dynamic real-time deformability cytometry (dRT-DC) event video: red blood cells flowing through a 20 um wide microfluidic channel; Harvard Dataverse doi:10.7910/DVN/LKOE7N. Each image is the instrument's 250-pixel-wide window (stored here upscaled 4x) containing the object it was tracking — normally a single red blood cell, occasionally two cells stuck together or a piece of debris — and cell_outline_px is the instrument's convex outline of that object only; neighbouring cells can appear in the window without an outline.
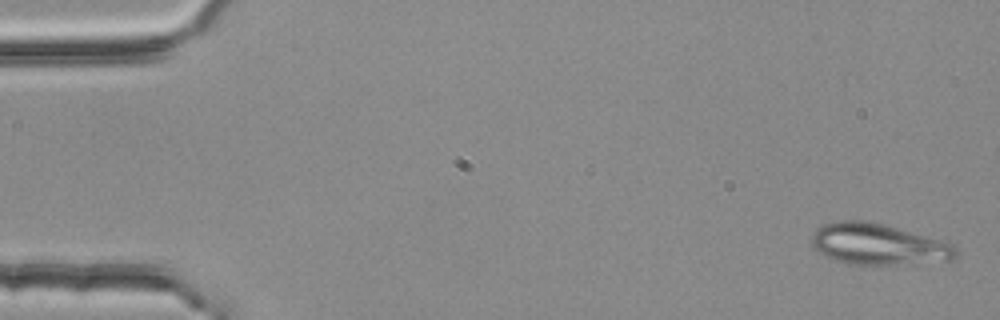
{"species": "common noctule bat (a hibernating species)", "species_latin": "Nyctalus noctula", "temperature_condition": "room temperature", "stored_images_in_passage": 5, "camera_frame_rate_fps": 3000, "um_per_image_px": 0.085, "animal": {"sex": "female", "body_mass_g": 25.1}, "frame": {"image": 1, "passage_image": 1, "time_ms": 0.0, "image_size_px": [1000, 320], "cell_outline_px": [[956, 256], [948, 260], [896, 264], [852, 264], [836, 260], [820, 252], [816, 248], [812, 240], [812, 236], [816, 228], [824, 224], [840, 220], [856, 220], [884, 224], [948, 240], [956, 248]], "centroid_in_image_um": [74.7, 20.74], "position_along_channel_um": 10.3, "area_um2": 34.28}}